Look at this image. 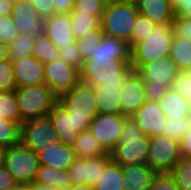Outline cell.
<instances>
[{"mask_svg":"<svg viewBox=\"0 0 191 190\" xmlns=\"http://www.w3.org/2000/svg\"><path fill=\"white\" fill-rule=\"evenodd\" d=\"M130 61L127 41L102 34L94 41L91 57L83 63L80 79L94 88L107 84L121 86L135 71Z\"/></svg>","mask_w":191,"mask_h":190,"instance_id":"obj_1","label":"cell"},{"mask_svg":"<svg viewBox=\"0 0 191 190\" xmlns=\"http://www.w3.org/2000/svg\"><path fill=\"white\" fill-rule=\"evenodd\" d=\"M110 154L112 160L120 166L148 165L149 137L141 131L132 117L124 120L120 142Z\"/></svg>","mask_w":191,"mask_h":190,"instance_id":"obj_2","label":"cell"},{"mask_svg":"<svg viewBox=\"0 0 191 190\" xmlns=\"http://www.w3.org/2000/svg\"><path fill=\"white\" fill-rule=\"evenodd\" d=\"M58 100L72 114L79 133L89 130L91 121L99 114L94 87L81 80Z\"/></svg>","mask_w":191,"mask_h":190,"instance_id":"obj_3","label":"cell"},{"mask_svg":"<svg viewBox=\"0 0 191 190\" xmlns=\"http://www.w3.org/2000/svg\"><path fill=\"white\" fill-rule=\"evenodd\" d=\"M138 14L134 2H108L100 20L102 34L125 40L130 47L131 30Z\"/></svg>","mask_w":191,"mask_h":190,"instance_id":"obj_4","label":"cell"},{"mask_svg":"<svg viewBox=\"0 0 191 190\" xmlns=\"http://www.w3.org/2000/svg\"><path fill=\"white\" fill-rule=\"evenodd\" d=\"M173 40L172 25H156L146 39L131 49V65L136 70L141 64L170 56Z\"/></svg>","mask_w":191,"mask_h":190,"instance_id":"obj_5","label":"cell"},{"mask_svg":"<svg viewBox=\"0 0 191 190\" xmlns=\"http://www.w3.org/2000/svg\"><path fill=\"white\" fill-rule=\"evenodd\" d=\"M21 114L24 121L47 117L58 96L46 85L17 87L15 89Z\"/></svg>","mask_w":191,"mask_h":190,"instance_id":"obj_6","label":"cell"},{"mask_svg":"<svg viewBox=\"0 0 191 190\" xmlns=\"http://www.w3.org/2000/svg\"><path fill=\"white\" fill-rule=\"evenodd\" d=\"M40 162L38 153L21 143L8 147L4 168L18 184H30L34 181Z\"/></svg>","mask_w":191,"mask_h":190,"instance_id":"obj_7","label":"cell"},{"mask_svg":"<svg viewBox=\"0 0 191 190\" xmlns=\"http://www.w3.org/2000/svg\"><path fill=\"white\" fill-rule=\"evenodd\" d=\"M181 159L179 141L163 135L149 137L148 165L157 173L171 172Z\"/></svg>","mask_w":191,"mask_h":190,"instance_id":"obj_8","label":"cell"},{"mask_svg":"<svg viewBox=\"0 0 191 190\" xmlns=\"http://www.w3.org/2000/svg\"><path fill=\"white\" fill-rule=\"evenodd\" d=\"M58 137L49 117L22 122L20 126V143L35 153L49 144H56Z\"/></svg>","mask_w":191,"mask_h":190,"instance_id":"obj_9","label":"cell"},{"mask_svg":"<svg viewBox=\"0 0 191 190\" xmlns=\"http://www.w3.org/2000/svg\"><path fill=\"white\" fill-rule=\"evenodd\" d=\"M126 118L122 114H98L91 121L89 129L107 153L120 142Z\"/></svg>","mask_w":191,"mask_h":190,"instance_id":"obj_10","label":"cell"},{"mask_svg":"<svg viewBox=\"0 0 191 190\" xmlns=\"http://www.w3.org/2000/svg\"><path fill=\"white\" fill-rule=\"evenodd\" d=\"M45 84L57 95L70 90L80 79V70L60 58L44 64Z\"/></svg>","mask_w":191,"mask_h":190,"instance_id":"obj_11","label":"cell"},{"mask_svg":"<svg viewBox=\"0 0 191 190\" xmlns=\"http://www.w3.org/2000/svg\"><path fill=\"white\" fill-rule=\"evenodd\" d=\"M111 161L110 153L96 158L76 157L68 170L72 185L86 184L92 186Z\"/></svg>","mask_w":191,"mask_h":190,"instance_id":"obj_12","label":"cell"},{"mask_svg":"<svg viewBox=\"0 0 191 190\" xmlns=\"http://www.w3.org/2000/svg\"><path fill=\"white\" fill-rule=\"evenodd\" d=\"M145 82L156 83L166 89H171L177 72L179 71L170 56L141 64L135 70Z\"/></svg>","mask_w":191,"mask_h":190,"instance_id":"obj_13","label":"cell"},{"mask_svg":"<svg viewBox=\"0 0 191 190\" xmlns=\"http://www.w3.org/2000/svg\"><path fill=\"white\" fill-rule=\"evenodd\" d=\"M11 17L19 33L43 34L44 19L30 0H14Z\"/></svg>","mask_w":191,"mask_h":190,"instance_id":"obj_14","label":"cell"},{"mask_svg":"<svg viewBox=\"0 0 191 190\" xmlns=\"http://www.w3.org/2000/svg\"><path fill=\"white\" fill-rule=\"evenodd\" d=\"M70 13H58L44 20L43 34L60 50L76 42Z\"/></svg>","mask_w":191,"mask_h":190,"instance_id":"obj_15","label":"cell"},{"mask_svg":"<svg viewBox=\"0 0 191 190\" xmlns=\"http://www.w3.org/2000/svg\"><path fill=\"white\" fill-rule=\"evenodd\" d=\"M131 117L147 137L162 135L167 121L156 101H146Z\"/></svg>","mask_w":191,"mask_h":190,"instance_id":"obj_16","label":"cell"},{"mask_svg":"<svg viewBox=\"0 0 191 190\" xmlns=\"http://www.w3.org/2000/svg\"><path fill=\"white\" fill-rule=\"evenodd\" d=\"M144 92V81L142 77L134 71L121 85V114L131 117L147 101Z\"/></svg>","mask_w":191,"mask_h":190,"instance_id":"obj_17","label":"cell"},{"mask_svg":"<svg viewBox=\"0 0 191 190\" xmlns=\"http://www.w3.org/2000/svg\"><path fill=\"white\" fill-rule=\"evenodd\" d=\"M48 117L56 130L58 141L72 147L79 135V127L76 126L72 114H69L66 107L57 100L49 111Z\"/></svg>","mask_w":191,"mask_h":190,"instance_id":"obj_18","label":"cell"},{"mask_svg":"<svg viewBox=\"0 0 191 190\" xmlns=\"http://www.w3.org/2000/svg\"><path fill=\"white\" fill-rule=\"evenodd\" d=\"M17 87L45 84L44 64L33 55L12 62Z\"/></svg>","mask_w":191,"mask_h":190,"instance_id":"obj_19","label":"cell"},{"mask_svg":"<svg viewBox=\"0 0 191 190\" xmlns=\"http://www.w3.org/2000/svg\"><path fill=\"white\" fill-rule=\"evenodd\" d=\"M41 165L50 166L56 169L69 170L71 164L76 159L74 150L61 142L49 144L38 152Z\"/></svg>","mask_w":191,"mask_h":190,"instance_id":"obj_20","label":"cell"},{"mask_svg":"<svg viewBox=\"0 0 191 190\" xmlns=\"http://www.w3.org/2000/svg\"><path fill=\"white\" fill-rule=\"evenodd\" d=\"M124 190H149L157 172L149 165L121 166Z\"/></svg>","mask_w":191,"mask_h":190,"instance_id":"obj_21","label":"cell"},{"mask_svg":"<svg viewBox=\"0 0 191 190\" xmlns=\"http://www.w3.org/2000/svg\"><path fill=\"white\" fill-rule=\"evenodd\" d=\"M139 13L156 25H172L175 13L168 0H137Z\"/></svg>","mask_w":191,"mask_h":190,"instance_id":"obj_22","label":"cell"},{"mask_svg":"<svg viewBox=\"0 0 191 190\" xmlns=\"http://www.w3.org/2000/svg\"><path fill=\"white\" fill-rule=\"evenodd\" d=\"M99 114H121L119 85H104L94 88Z\"/></svg>","mask_w":191,"mask_h":190,"instance_id":"obj_23","label":"cell"},{"mask_svg":"<svg viewBox=\"0 0 191 190\" xmlns=\"http://www.w3.org/2000/svg\"><path fill=\"white\" fill-rule=\"evenodd\" d=\"M159 104L166 118L191 116V109L187 98L180 95L173 88L166 91L165 96L159 101Z\"/></svg>","mask_w":191,"mask_h":190,"instance_id":"obj_24","label":"cell"},{"mask_svg":"<svg viewBox=\"0 0 191 190\" xmlns=\"http://www.w3.org/2000/svg\"><path fill=\"white\" fill-rule=\"evenodd\" d=\"M72 148L78 158H96L107 154L90 129L79 133Z\"/></svg>","mask_w":191,"mask_h":190,"instance_id":"obj_25","label":"cell"},{"mask_svg":"<svg viewBox=\"0 0 191 190\" xmlns=\"http://www.w3.org/2000/svg\"><path fill=\"white\" fill-rule=\"evenodd\" d=\"M92 188L93 190H124L121 166L112 160L100 173Z\"/></svg>","mask_w":191,"mask_h":190,"instance_id":"obj_26","label":"cell"},{"mask_svg":"<svg viewBox=\"0 0 191 190\" xmlns=\"http://www.w3.org/2000/svg\"><path fill=\"white\" fill-rule=\"evenodd\" d=\"M72 30L76 39L82 36L95 35L100 28V19L94 14H79V11H71Z\"/></svg>","mask_w":191,"mask_h":190,"instance_id":"obj_27","label":"cell"},{"mask_svg":"<svg viewBox=\"0 0 191 190\" xmlns=\"http://www.w3.org/2000/svg\"><path fill=\"white\" fill-rule=\"evenodd\" d=\"M34 181L49 184L58 188L72 186L68 170L56 169L50 166L41 165L37 171Z\"/></svg>","mask_w":191,"mask_h":190,"instance_id":"obj_28","label":"cell"},{"mask_svg":"<svg viewBox=\"0 0 191 190\" xmlns=\"http://www.w3.org/2000/svg\"><path fill=\"white\" fill-rule=\"evenodd\" d=\"M170 57L178 70L191 71V39L174 37Z\"/></svg>","mask_w":191,"mask_h":190,"instance_id":"obj_29","label":"cell"},{"mask_svg":"<svg viewBox=\"0 0 191 190\" xmlns=\"http://www.w3.org/2000/svg\"><path fill=\"white\" fill-rule=\"evenodd\" d=\"M37 35L19 33L18 37L8 45V61L33 55Z\"/></svg>","mask_w":191,"mask_h":190,"instance_id":"obj_30","label":"cell"},{"mask_svg":"<svg viewBox=\"0 0 191 190\" xmlns=\"http://www.w3.org/2000/svg\"><path fill=\"white\" fill-rule=\"evenodd\" d=\"M0 118L21 126V114L15 91L0 92Z\"/></svg>","mask_w":191,"mask_h":190,"instance_id":"obj_31","label":"cell"},{"mask_svg":"<svg viewBox=\"0 0 191 190\" xmlns=\"http://www.w3.org/2000/svg\"><path fill=\"white\" fill-rule=\"evenodd\" d=\"M33 56L43 64L59 58V49L44 35H37Z\"/></svg>","mask_w":191,"mask_h":190,"instance_id":"obj_32","label":"cell"},{"mask_svg":"<svg viewBox=\"0 0 191 190\" xmlns=\"http://www.w3.org/2000/svg\"><path fill=\"white\" fill-rule=\"evenodd\" d=\"M164 125L165 129L162 131V135L181 142L191 127V116L170 119L167 118Z\"/></svg>","mask_w":191,"mask_h":190,"instance_id":"obj_33","label":"cell"},{"mask_svg":"<svg viewBox=\"0 0 191 190\" xmlns=\"http://www.w3.org/2000/svg\"><path fill=\"white\" fill-rule=\"evenodd\" d=\"M155 26L156 24L153 23L148 17L139 13L131 30L130 49L146 39L151 32L154 31Z\"/></svg>","mask_w":191,"mask_h":190,"instance_id":"obj_34","label":"cell"},{"mask_svg":"<svg viewBox=\"0 0 191 190\" xmlns=\"http://www.w3.org/2000/svg\"><path fill=\"white\" fill-rule=\"evenodd\" d=\"M20 143V125L0 118V146L11 147Z\"/></svg>","mask_w":191,"mask_h":190,"instance_id":"obj_35","label":"cell"},{"mask_svg":"<svg viewBox=\"0 0 191 190\" xmlns=\"http://www.w3.org/2000/svg\"><path fill=\"white\" fill-rule=\"evenodd\" d=\"M170 173L180 190H188V187H191V159L182 158Z\"/></svg>","mask_w":191,"mask_h":190,"instance_id":"obj_36","label":"cell"},{"mask_svg":"<svg viewBox=\"0 0 191 190\" xmlns=\"http://www.w3.org/2000/svg\"><path fill=\"white\" fill-rule=\"evenodd\" d=\"M107 3L106 0H75L72 11H79V14H94L101 20Z\"/></svg>","mask_w":191,"mask_h":190,"instance_id":"obj_37","label":"cell"},{"mask_svg":"<svg viewBox=\"0 0 191 190\" xmlns=\"http://www.w3.org/2000/svg\"><path fill=\"white\" fill-rule=\"evenodd\" d=\"M17 88L12 62H0V92L15 91Z\"/></svg>","mask_w":191,"mask_h":190,"instance_id":"obj_38","label":"cell"},{"mask_svg":"<svg viewBox=\"0 0 191 190\" xmlns=\"http://www.w3.org/2000/svg\"><path fill=\"white\" fill-rule=\"evenodd\" d=\"M18 30L13 23L11 15L0 16V43L8 46L18 37Z\"/></svg>","mask_w":191,"mask_h":190,"instance_id":"obj_39","label":"cell"},{"mask_svg":"<svg viewBox=\"0 0 191 190\" xmlns=\"http://www.w3.org/2000/svg\"><path fill=\"white\" fill-rule=\"evenodd\" d=\"M59 58L65 63L70 64L79 70H81L84 60L80 55L77 41L66 47L65 49L59 50Z\"/></svg>","mask_w":191,"mask_h":190,"instance_id":"obj_40","label":"cell"},{"mask_svg":"<svg viewBox=\"0 0 191 190\" xmlns=\"http://www.w3.org/2000/svg\"><path fill=\"white\" fill-rule=\"evenodd\" d=\"M149 190H180L170 172L157 173Z\"/></svg>","mask_w":191,"mask_h":190,"instance_id":"obj_41","label":"cell"},{"mask_svg":"<svg viewBox=\"0 0 191 190\" xmlns=\"http://www.w3.org/2000/svg\"><path fill=\"white\" fill-rule=\"evenodd\" d=\"M172 88L187 98L191 89V71L179 70L174 78Z\"/></svg>","mask_w":191,"mask_h":190,"instance_id":"obj_42","label":"cell"},{"mask_svg":"<svg viewBox=\"0 0 191 190\" xmlns=\"http://www.w3.org/2000/svg\"><path fill=\"white\" fill-rule=\"evenodd\" d=\"M102 35V30L100 29L95 35L82 36L77 39V45L83 60L86 61L91 57V53L94 50V41L97 40Z\"/></svg>","mask_w":191,"mask_h":190,"instance_id":"obj_43","label":"cell"},{"mask_svg":"<svg viewBox=\"0 0 191 190\" xmlns=\"http://www.w3.org/2000/svg\"><path fill=\"white\" fill-rule=\"evenodd\" d=\"M172 30L174 37L191 39V19L174 17Z\"/></svg>","mask_w":191,"mask_h":190,"instance_id":"obj_44","label":"cell"},{"mask_svg":"<svg viewBox=\"0 0 191 190\" xmlns=\"http://www.w3.org/2000/svg\"><path fill=\"white\" fill-rule=\"evenodd\" d=\"M145 88V98L147 101H156L159 102L164 96L168 89L163 86H158V84L149 83L144 81Z\"/></svg>","mask_w":191,"mask_h":190,"instance_id":"obj_45","label":"cell"},{"mask_svg":"<svg viewBox=\"0 0 191 190\" xmlns=\"http://www.w3.org/2000/svg\"><path fill=\"white\" fill-rule=\"evenodd\" d=\"M38 14L45 20L55 14L53 0H30Z\"/></svg>","mask_w":191,"mask_h":190,"instance_id":"obj_46","label":"cell"},{"mask_svg":"<svg viewBox=\"0 0 191 190\" xmlns=\"http://www.w3.org/2000/svg\"><path fill=\"white\" fill-rule=\"evenodd\" d=\"M75 0H53L54 12L58 13H71L74 7Z\"/></svg>","mask_w":191,"mask_h":190,"instance_id":"obj_47","label":"cell"},{"mask_svg":"<svg viewBox=\"0 0 191 190\" xmlns=\"http://www.w3.org/2000/svg\"><path fill=\"white\" fill-rule=\"evenodd\" d=\"M17 181L8 173L5 168L0 169V190L16 186Z\"/></svg>","mask_w":191,"mask_h":190,"instance_id":"obj_48","label":"cell"},{"mask_svg":"<svg viewBox=\"0 0 191 190\" xmlns=\"http://www.w3.org/2000/svg\"><path fill=\"white\" fill-rule=\"evenodd\" d=\"M182 158L191 159V127L180 142Z\"/></svg>","mask_w":191,"mask_h":190,"instance_id":"obj_49","label":"cell"},{"mask_svg":"<svg viewBox=\"0 0 191 190\" xmlns=\"http://www.w3.org/2000/svg\"><path fill=\"white\" fill-rule=\"evenodd\" d=\"M174 13L175 17L191 19V0H186L183 2L182 5Z\"/></svg>","mask_w":191,"mask_h":190,"instance_id":"obj_50","label":"cell"},{"mask_svg":"<svg viewBox=\"0 0 191 190\" xmlns=\"http://www.w3.org/2000/svg\"><path fill=\"white\" fill-rule=\"evenodd\" d=\"M29 189L30 190H69V188H66V187L58 188L49 184L39 183L36 181H33L29 184Z\"/></svg>","mask_w":191,"mask_h":190,"instance_id":"obj_51","label":"cell"},{"mask_svg":"<svg viewBox=\"0 0 191 190\" xmlns=\"http://www.w3.org/2000/svg\"><path fill=\"white\" fill-rule=\"evenodd\" d=\"M14 0H0V16L11 15Z\"/></svg>","mask_w":191,"mask_h":190,"instance_id":"obj_52","label":"cell"},{"mask_svg":"<svg viewBox=\"0 0 191 190\" xmlns=\"http://www.w3.org/2000/svg\"><path fill=\"white\" fill-rule=\"evenodd\" d=\"M8 46L0 43V62L8 60Z\"/></svg>","mask_w":191,"mask_h":190,"instance_id":"obj_53","label":"cell"},{"mask_svg":"<svg viewBox=\"0 0 191 190\" xmlns=\"http://www.w3.org/2000/svg\"><path fill=\"white\" fill-rule=\"evenodd\" d=\"M7 147L0 146V169L4 168Z\"/></svg>","mask_w":191,"mask_h":190,"instance_id":"obj_54","label":"cell"},{"mask_svg":"<svg viewBox=\"0 0 191 190\" xmlns=\"http://www.w3.org/2000/svg\"><path fill=\"white\" fill-rule=\"evenodd\" d=\"M69 190H93L92 186L90 185H72L69 187Z\"/></svg>","mask_w":191,"mask_h":190,"instance_id":"obj_55","label":"cell"},{"mask_svg":"<svg viewBox=\"0 0 191 190\" xmlns=\"http://www.w3.org/2000/svg\"><path fill=\"white\" fill-rule=\"evenodd\" d=\"M170 3V6L172 7L173 11L175 12L181 5L183 2H185L186 0H168Z\"/></svg>","mask_w":191,"mask_h":190,"instance_id":"obj_56","label":"cell"},{"mask_svg":"<svg viewBox=\"0 0 191 190\" xmlns=\"http://www.w3.org/2000/svg\"><path fill=\"white\" fill-rule=\"evenodd\" d=\"M4 190H30L29 184H17L16 186Z\"/></svg>","mask_w":191,"mask_h":190,"instance_id":"obj_57","label":"cell"},{"mask_svg":"<svg viewBox=\"0 0 191 190\" xmlns=\"http://www.w3.org/2000/svg\"><path fill=\"white\" fill-rule=\"evenodd\" d=\"M187 101H188L189 107L191 109V89H190V95L187 97Z\"/></svg>","mask_w":191,"mask_h":190,"instance_id":"obj_58","label":"cell"},{"mask_svg":"<svg viewBox=\"0 0 191 190\" xmlns=\"http://www.w3.org/2000/svg\"><path fill=\"white\" fill-rule=\"evenodd\" d=\"M115 1H119V2H134V3L137 2V0H115Z\"/></svg>","mask_w":191,"mask_h":190,"instance_id":"obj_59","label":"cell"}]
</instances>
